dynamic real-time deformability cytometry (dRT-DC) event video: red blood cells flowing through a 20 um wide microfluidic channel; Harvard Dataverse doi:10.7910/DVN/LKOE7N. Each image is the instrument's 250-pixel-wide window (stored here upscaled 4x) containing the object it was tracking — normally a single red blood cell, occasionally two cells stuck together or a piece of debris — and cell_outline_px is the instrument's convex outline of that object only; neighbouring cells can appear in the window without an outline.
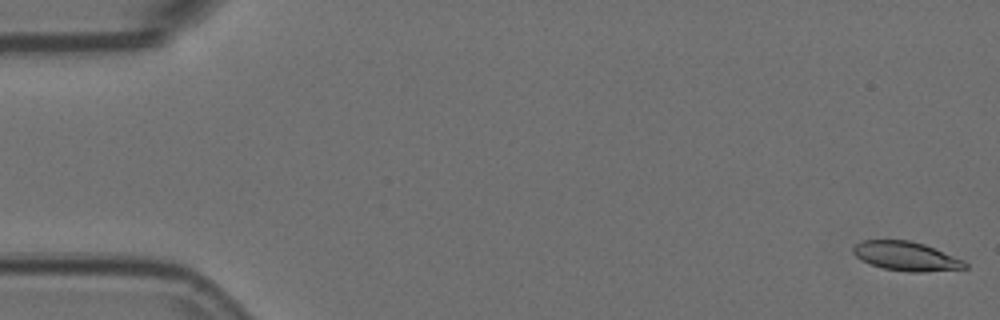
{"species": "Egyptian fruit bat (a non-hibernating species)", "species_latin": "Rousettus aegyptiacus", "temperature_condition": "room temperature", "stored_images_in_passage": 56, "camera_frame_rate_fps": 3000, "um_per_image_px": 0.085, "animal": {"sex": "female"}, "frame": {"image": 1, "passage_image": 1, "time_ms": 0.0, "image_size_px": [1000, 320], "cell_outline_px": [[968, 268], [924, 272], [908, 272], [884, 268], [860, 260], [852, 252], [852, 248], [860, 240], [908, 240], [924, 244], [964, 260], [968, 264]], "centroid_in_image_um": [77.02, 21.78], "position_along_channel_um": 8.0, "area_um2": 18.96}}
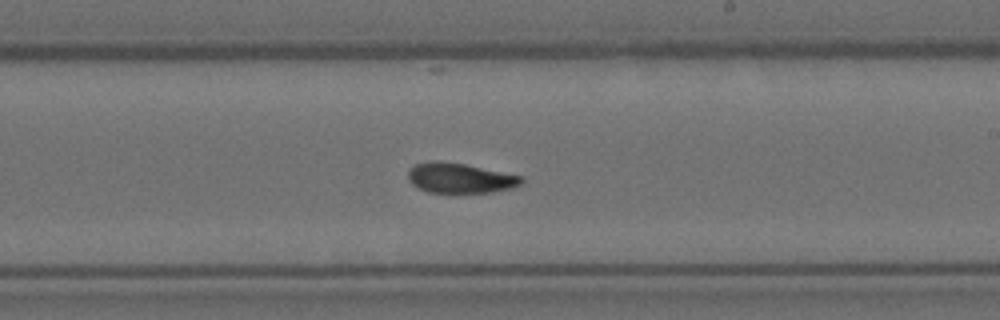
{"frame": {"image": 2, "passage_image": 33, "time_ms": 10.667, "image_size_px": [1000, 320], "cell_outline_px": [[524, 180], [520, 184], [512, 188], [492, 192], [456, 196], [428, 192], [412, 184], [408, 180], [408, 168], [416, 164], [432, 160], [440, 160], [464, 164], [524, 176]], "centroid_in_image_um": [39.09, 15.18], "position_along_channel_um": 249.9, "area_um2": 20.81}}
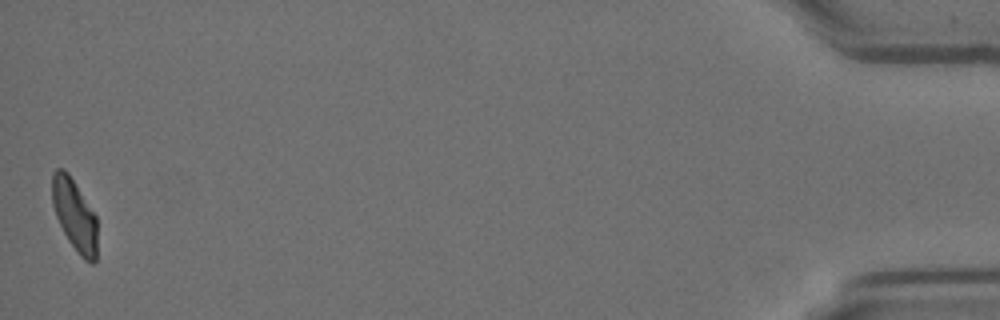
{"frame": {"image": 3, "passage_image": 56, "time_ms": 18.333, "image_size_px": [1000, 320], "cell_outline_px": [[96, 260], [92, 264], [84, 260], [80, 256], [68, 240], [56, 216], [52, 204], [52, 172], [56, 168], [64, 168], [68, 172], [96, 216]], "centroid_in_image_um": [6.32, 18.26], "position_along_channel_um": 428.9, "area_um2": 18.73}, "authors_computed_cell_mechanics": {"area_um2": 20.0566, "velocity_mm_per_s": 3.5942, "shape_relaxation_time_tau1_ms": 3.6454, "shape_relaxation_time_tau2_ms": 1.8812, "deformation_change_tau1": 0.1507, "deformation_change_tau2": 0.0761}}